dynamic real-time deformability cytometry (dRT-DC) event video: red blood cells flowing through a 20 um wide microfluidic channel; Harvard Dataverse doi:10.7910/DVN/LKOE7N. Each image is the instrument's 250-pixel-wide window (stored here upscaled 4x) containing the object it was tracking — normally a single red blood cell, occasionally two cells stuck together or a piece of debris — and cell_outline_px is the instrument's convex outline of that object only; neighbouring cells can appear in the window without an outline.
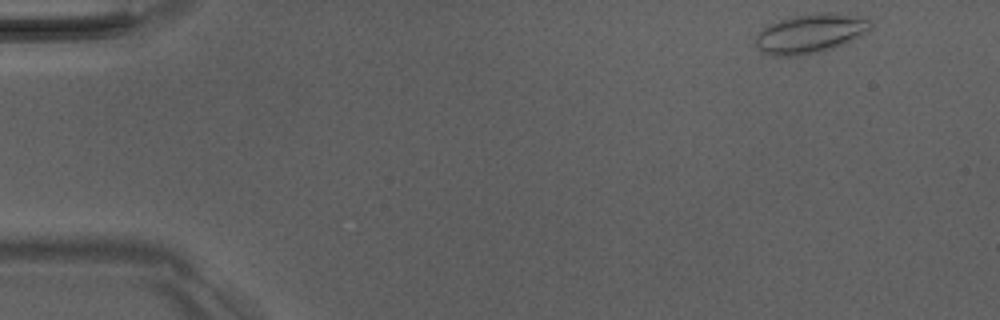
{"species": "Egyptian fruit bat (a non-hibernating species)", "species_latin": "Rousettus aegyptiacus", "temperature_condition": "room temperature", "stored_images_in_passage": 5, "camera_frame_rate_fps": 3000, "um_per_image_px": 0.085, "animal": {"sex": "male"}, "frame": {"image": 1, "passage_image": 1, "time_ms": 0.0, "image_size_px": [1000, 320], "cell_outline_px": [[872, 28], [868, 32], [844, 44], [824, 52], [800, 56], [772, 56], [760, 52], [756, 48], [756, 36], [768, 24], [792, 16], [816, 12], [836, 12], [860, 16], [872, 20]], "centroid_in_image_um": [68.91, 2.85], "position_along_channel_um": 16.1, "area_um2": 26.99}}